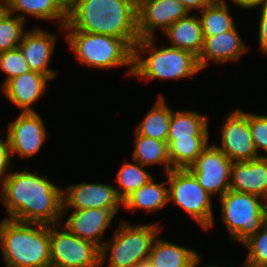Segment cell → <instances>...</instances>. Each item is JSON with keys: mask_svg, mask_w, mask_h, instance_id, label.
Returning a JSON list of instances; mask_svg holds the SVG:
<instances>
[{"mask_svg": "<svg viewBox=\"0 0 267 267\" xmlns=\"http://www.w3.org/2000/svg\"><path fill=\"white\" fill-rule=\"evenodd\" d=\"M0 198L13 220L43 225L60 224L63 217V188L54 185L47 176L29 168L9 172L0 181Z\"/></svg>", "mask_w": 267, "mask_h": 267, "instance_id": "1", "label": "cell"}, {"mask_svg": "<svg viewBox=\"0 0 267 267\" xmlns=\"http://www.w3.org/2000/svg\"><path fill=\"white\" fill-rule=\"evenodd\" d=\"M64 30L111 35L134 49L140 39L137 0H80L68 13Z\"/></svg>", "mask_w": 267, "mask_h": 267, "instance_id": "2", "label": "cell"}, {"mask_svg": "<svg viewBox=\"0 0 267 267\" xmlns=\"http://www.w3.org/2000/svg\"><path fill=\"white\" fill-rule=\"evenodd\" d=\"M0 245L6 267H51L49 225L5 218Z\"/></svg>", "mask_w": 267, "mask_h": 267, "instance_id": "3", "label": "cell"}, {"mask_svg": "<svg viewBox=\"0 0 267 267\" xmlns=\"http://www.w3.org/2000/svg\"><path fill=\"white\" fill-rule=\"evenodd\" d=\"M155 38L139 39L134 47L133 77L144 80L184 79L201 71L198 57L172 46H156ZM143 53V54H142ZM149 54L147 58L144 54Z\"/></svg>", "mask_w": 267, "mask_h": 267, "instance_id": "4", "label": "cell"}, {"mask_svg": "<svg viewBox=\"0 0 267 267\" xmlns=\"http://www.w3.org/2000/svg\"><path fill=\"white\" fill-rule=\"evenodd\" d=\"M64 31H67L66 42L81 65L108 70L130 65L126 75L133 76L134 49L124 39L77 30Z\"/></svg>", "mask_w": 267, "mask_h": 267, "instance_id": "5", "label": "cell"}, {"mask_svg": "<svg viewBox=\"0 0 267 267\" xmlns=\"http://www.w3.org/2000/svg\"><path fill=\"white\" fill-rule=\"evenodd\" d=\"M161 229L157 222L143 225L121 222L110 243L106 242L101 247V267L108 254V267H135L148 262L153 242Z\"/></svg>", "mask_w": 267, "mask_h": 267, "instance_id": "6", "label": "cell"}, {"mask_svg": "<svg viewBox=\"0 0 267 267\" xmlns=\"http://www.w3.org/2000/svg\"><path fill=\"white\" fill-rule=\"evenodd\" d=\"M219 198L221 218L230 238L241 245L267 222V201L261 197L230 189Z\"/></svg>", "mask_w": 267, "mask_h": 267, "instance_id": "7", "label": "cell"}, {"mask_svg": "<svg viewBox=\"0 0 267 267\" xmlns=\"http://www.w3.org/2000/svg\"><path fill=\"white\" fill-rule=\"evenodd\" d=\"M168 200L196 220L202 229L213 227L211 195L188 169H171L167 174Z\"/></svg>", "mask_w": 267, "mask_h": 267, "instance_id": "8", "label": "cell"}, {"mask_svg": "<svg viewBox=\"0 0 267 267\" xmlns=\"http://www.w3.org/2000/svg\"><path fill=\"white\" fill-rule=\"evenodd\" d=\"M58 225H49L51 267H101V249L96 244Z\"/></svg>", "mask_w": 267, "mask_h": 267, "instance_id": "9", "label": "cell"}, {"mask_svg": "<svg viewBox=\"0 0 267 267\" xmlns=\"http://www.w3.org/2000/svg\"><path fill=\"white\" fill-rule=\"evenodd\" d=\"M221 145H216L233 162L260 158L249 127V112L238 107L227 114L221 126Z\"/></svg>", "mask_w": 267, "mask_h": 267, "instance_id": "10", "label": "cell"}, {"mask_svg": "<svg viewBox=\"0 0 267 267\" xmlns=\"http://www.w3.org/2000/svg\"><path fill=\"white\" fill-rule=\"evenodd\" d=\"M232 163L215 144H208L188 170L207 193L221 197L230 190Z\"/></svg>", "mask_w": 267, "mask_h": 267, "instance_id": "11", "label": "cell"}, {"mask_svg": "<svg viewBox=\"0 0 267 267\" xmlns=\"http://www.w3.org/2000/svg\"><path fill=\"white\" fill-rule=\"evenodd\" d=\"M7 144L10 159L12 155L33 157L46 140L43 119L35 112H21L14 122L7 123Z\"/></svg>", "mask_w": 267, "mask_h": 267, "instance_id": "12", "label": "cell"}, {"mask_svg": "<svg viewBox=\"0 0 267 267\" xmlns=\"http://www.w3.org/2000/svg\"><path fill=\"white\" fill-rule=\"evenodd\" d=\"M189 11L180 0H137V29L140 39L155 38V31L165 32Z\"/></svg>", "mask_w": 267, "mask_h": 267, "instance_id": "13", "label": "cell"}, {"mask_svg": "<svg viewBox=\"0 0 267 267\" xmlns=\"http://www.w3.org/2000/svg\"><path fill=\"white\" fill-rule=\"evenodd\" d=\"M122 205L116 189L103 183H77L63 188V217L67 209L97 208L109 210L114 216Z\"/></svg>", "mask_w": 267, "mask_h": 267, "instance_id": "14", "label": "cell"}, {"mask_svg": "<svg viewBox=\"0 0 267 267\" xmlns=\"http://www.w3.org/2000/svg\"><path fill=\"white\" fill-rule=\"evenodd\" d=\"M57 35L34 27L26 31L18 48L28 63L31 71L46 75L51 81L56 77V71L49 66L51 56L55 51Z\"/></svg>", "mask_w": 267, "mask_h": 267, "instance_id": "15", "label": "cell"}, {"mask_svg": "<svg viewBox=\"0 0 267 267\" xmlns=\"http://www.w3.org/2000/svg\"><path fill=\"white\" fill-rule=\"evenodd\" d=\"M63 224L77 237L96 244L100 249L104 245L103 236L114 215L109 210L89 208L71 210Z\"/></svg>", "mask_w": 267, "mask_h": 267, "instance_id": "16", "label": "cell"}, {"mask_svg": "<svg viewBox=\"0 0 267 267\" xmlns=\"http://www.w3.org/2000/svg\"><path fill=\"white\" fill-rule=\"evenodd\" d=\"M248 46L244 44L237 27L228 32L215 36H204V45L198 57V64L201 70L208 66V62L228 63L236 61L248 51Z\"/></svg>", "mask_w": 267, "mask_h": 267, "instance_id": "17", "label": "cell"}, {"mask_svg": "<svg viewBox=\"0 0 267 267\" xmlns=\"http://www.w3.org/2000/svg\"><path fill=\"white\" fill-rule=\"evenodd\" d=\"M49 81L46 75L30 70L9 80L1 89L21 112H35L32 105L44 95Z\"/></svg>", "mask_w": 267, "mask_h": 267, "instance_id": "18", "label": "cell"}, {"mask_svg": "<svg viewBox=\"0 0 267 267\" xmlns=\"http://www.w3.org/2000/svg\"><path fill=\"white\" fill-rule=\"evenodd\" d=\"M230 189L253 194L267 201V157L247 162H233Z\"/></svg>", "mask_w": 267, "mask_h": 267, "instance_id": "19", "label": "cell"}, {"mask_svg": "<svg viewBox=\"0 0 267 267\" xmlns=\"http://www.w3.org/2000/svg\"><path fill=\"white\" fill-rule=\"evenodd\" d=\"M200 258L195 250L160 239L158 234L153 242L148 263L152 267H197L201 262Z\"/></svg>", "mask_w": 267, "mask_h": 267, "instance_id": "20", "label": "cell"}, {"mask_svg": "<svg viewBox=\"0 0 267 267\" xmlns=\"http://www.w3.org/2000/svg\"><path fill=\"white\" fill-rule=\"evenodd\" d=\"M169 46L193 53L199 57L204 45V36L199 16L188 14L173 23L165 32Z\"/></svg>", "mask_w": 267, "mask_h": 267, "instance_id": "21", "label": "cell"}, {"mask_svg": "<svg viewBox=\"0 0 267 267\" xmlns=\"http://www.w3.org/2000/svg\"><path fill=\"white\" fill-rule=\"evenodd\" d=\"M209 122L206 116L195 110L177 111L172 109L167 140L209 139Z\"/></svg>", "mask_w": 267, "mask_h": 267, "instance_id": "22", "label": "cell"}, {"mask_svg": "<svg viewBox=\"0 0 267 267\" xmlns=\"http://www.w3.org/2000/svg\"><path fill=\"white\" fill-rule=\"evenodd\" d=\"M167 181L155 183L152 178L147 184L132 192L122 201V207L129 211L144 209L146 212H155L169 203Z\"/></svg>", "mask_w": 267, "mask_h": 267, "instance_id": "23", "label": "cell"}, {"mask_svg": "<svg viewBox=\"0 0 267 267\" xmlns=\"http://www.w3.org/2000/svg\"><path fill=\"white\" fill-rule=\"evenodd\" d=\"M155 105L137 125L135 132L145 137L167 142L172 109L166 103L164 95L157 96Z\"/></svg>", "mask_w": 267, "mask_h": 267, "instance_id": "24", "label": "cell"}, {"mask_svg": "<svg viewBox=\"0 0 267 267\" xmlns=\"http://www.w3.org/2000/svg\"><path fill=\"white\" fill-rule=\"evenodd\" d=\"M10 13L23 12L17 15L26 22V16L46 20H59L60 30L67 23V14L55 0H9ZM62 28V29H61Z\"/></svg>", "mask_w": 267, "mask_h": 267, "instance_id": "25", "label": "cell"}, {"mask_svg": "<svg viewBox=\"0 0 267 267\" xmlns=\"http://www.w3.org/2000/svg\"><path fill=\"white\" fill-rule=\"evenodd\" d=\"M134 134L133 160L144 166L164 165V172L167 174L172 169L167 142L145 137L136 132Z\"/></svg>", "mask_w": 267, "mask_h": 267, "instance_id": "26", "label": "cell"}, {"mask_svg": "<svg viewBox=\"0 0 267 267\" xmlns=\"http://www.w3.org/2000/svg\"><path fill=\"white\" fill-rule=\"evenodd\" d=\"M200 11L202 15L198 14V16L201 21L203 36L222 34L236 26L230 14L228 4L224 0H218Z\"/></svg>", "mask_w": 267, "mask_h": 267, "instance_id": "27", "label": "cell"}, {"mask_svg": "<svg viewBox=\"0 0 267 267\" xmlns=\"http://www.w3.org/2000/svg\"><path fill=\"white\" fill-rule=\"evenodd\" d=\"M172 169H188L209 144V139L167 140Z\"/></svg>", "mask_w": 267, "mask_h": 267, "instance_id": "28", "label": "cell"}, {"mask_svg": "<svg viewBox=\"0 0 267 267\" xmlns=\"http://www.w3.org/2000/svg\"><path fill=\"white\" fill-rule=\"evenodd\" d=\"M144 167L137 161L134 163L127 162V160L123 162L115 178V182L118 184L115 186L116 193L122 201L153 178Z\"/></svg>", "mask_w": 267, "mask_h": 267, "instance_id": "29", "label": "cell"}, {"mask_svg": "<svg viewBox=\"0 0 267 267\" xmlns=\"http://www.w3.org/2000/svg\"><path fill=\"white\" fill-rule=\"evenodd\" d=\"M25 21L10 13L0 21V52L17 48L26 30Z\"/></svg>", "mask_w": 267, "mask_h": 267, "instance_id": "30", "label": "cell"}, {"mask_svg": "<svg viewBox=\"0 0 267 267\" xmlns=\"http://www.w3.org/2000/svg\"><path fill=\"white\" fill-rule=\"evenodd\" d=\"M242 245L248 249L244 261L248 267H267V222Z\"/></svg>", "mask_w": 267, "mask_h": 267, "instance_id": "31", "label": "cell"}, {"mask_svg": "<svg viewBox=\"0 0 267 267\" xmlns=\"http://www.w3.org/2000/svg\"><path fill=\"white\" fill-rule=\"evenodd\" d=\"M0 70L7 74L1 88L11 79L30 71L28 63L23 57L20 49L0 52Z\"/></svg>", "mask_w": 267, "mask_h": 267, "instance_id": "32", "label": "cell"}, {"mask_svg": "<svg viewBox=\"0 0 267 267\" xmlns=\"http://www.w3.org/2000/svg\"><path fill=\"white\" fill-rule=\"evenodd\" d=\"M249 127L258 155L267 157V115L249 112ZM259 151L266 153L262 155Z\"/></svg>", "mask_w": 267, "mask_h": 267, "instance_id": "33", "label": "cell"}, {"mask_svg": "<svg viewBox=\"0 0 267 267\" xmlns=\"http://www.w3.org/2000/svg\"><path fill=\"white\" fill-rule=\"evenodd\" d=\"M260 10L261 14L258 23L259 52L262 51V53L267 55V6L260 8Z\"/></svg>", "mask_w": 267, "mask_h": 267, "instance_id": "34", "label": "cell"}, {"mask_svg": "<svg viewBox=\"0 0 267 267\" xmlns=\"http://www.w3.org/2000/svg\"><path fill=\"white\" fill-rule=\"evenodd\" d=\"M11 165L7 140L4 141L0 137V181L9 172L8 170H10Z\"/></svg>", "mask_w": 267, "mask_h": 267, "instance_id": "35", "label": "cell"}, {"mask_svg": "<svg viewBox=\"0 0 267 267\" xmlns=\"http://www.w3.org/2000/svg\"><path fill=\"white\" fill-rule=\"evenodd\" d=\"M185 8L190 12L194 10H203L206 6L215 3L218 0H180Z\"/></svg>", "mask_w": 267, "mask_h": 267, "instance_id": "36", "label": "cell"}, {"mask_svg": "<svg viewBox=\"0 0 267 267\" xmlns=\"http://www.w3.org/2000/svg\"><path fill=\"white\" fill-rule=\"evenodd\" d=\"M232 2L239 8L243 9H254L260 6H267V0H232Z\"/></svg>", "mask_w": 267, "mask_h": 267, "instance_id": "37", "label": "cell"}, {"mask_svg": "<svg viewBox=\"0 0 267 267\" xmlns=\"http://www.w3.org/2000/svg\"><path fill=\"white\" fill-rule=\"evenodd\" d=\"M58 6L68 15L80 0H55Z\"/></svg>", "mask_w": 267, "mask_h": 267, "instance_id": "38", "label": "cell"}, {"mask_svg": "<svg viewBox=\"0 0 267 267\" xmlns=\"http://www.w3.org/2000/svg\"><path fill=\"white\" fill-rule=\"evenodd\" d=\"M10 14L9 0H0V21Z\"/></svg>", "mask_w": 267, "mask_h": 267, "instance_id": "39", "label": "cell"}, {"mask_svg": "<svg viewBox=\"0 0 267 267\" xmlns=\"http://www.w3.org/2000/svg\"><path fill=\"white\" fill-rule=\"evenodd\" d=\"M135 267H152V266L148 262H144V263L138 264Z\"/></svg>", "mask_w": 267, "mask_h": 267, "instance_id": "40", "label": "cell"}, {"mask_svg": "<svg viewBox=\"0 0 267 267\" xmlns=\"http://www.w3.org/2000/svg\"><path fill=\"white\" fill-rule=\"evenodd\" d=\"M202 267H221V266H219V265H212V266H207V265H205V266H202ZM242 267H248V266L246 265L245 262H243Z\"/></svg>", "mask_w": 267, "mask_h": 267, "instance_id": "41", "label": "cell"}]
</instances>
